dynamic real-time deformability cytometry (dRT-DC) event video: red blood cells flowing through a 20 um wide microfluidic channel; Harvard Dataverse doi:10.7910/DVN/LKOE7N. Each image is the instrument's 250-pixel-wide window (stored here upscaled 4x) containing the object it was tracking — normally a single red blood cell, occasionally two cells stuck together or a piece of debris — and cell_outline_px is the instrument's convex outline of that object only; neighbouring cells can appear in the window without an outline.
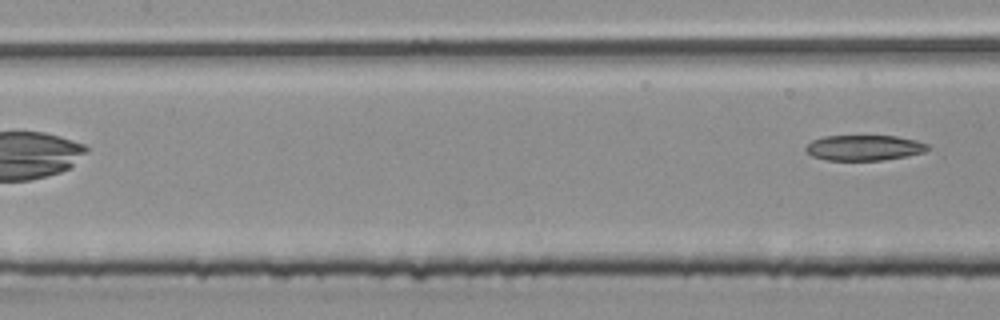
{"species": "common noctule bat (a hibernating species)", "species_latin": "Nyctalus noctula", "temperature_condition": "room temperature", "stored_images_in_passage": 6, "segment_of_instrument_passage": [2, 2], "camera_frame_rate_fps": 3000, "um_per_image_px": 0.085, "animal": {"sex": "male", "body_mass_g": 20.4}, "frame": {"image": 1, "passage_image": 6, "time_ms": 1.667, "image_size_px": [1000, 320], "cell_outline_px": [[932, 148], [924, 152], [908, 156], [880, 160], [824, 160], [812, 156], [804, 152], [804, 148], [812, 140], [824, 136], [896, 136], [916, 140], [928, 144]], "centroid_in_image_um": [73.44, 12.56], "position_along_channel_um": 134.0, "area_um2": 18.26}}